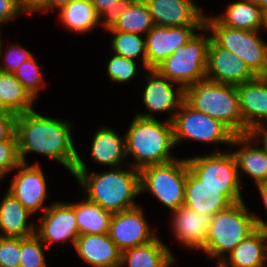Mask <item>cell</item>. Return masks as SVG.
Segmentation results:
<instances>
[{"instance_id": "cell-6", "label": "cell", "mask_w": 267, "mask_h": 267, "mask_svg": "<svg viewBox=\"0 0 267 267\" xmlns=\"http://www.w3.org/2000/svg\"><path fill=\"white\" fill-rule=\"evenodd\" d=\"M199 31L200 34L196 33L185 45L178 47L155 68L160 75L184 89L206 79L207 52L211 33L205 26Z\"/></svg>"}, {"instance_id": "cell-40", "label": "cell", "mask_w": 267, "mask_h": 267, "mask_svg": "<svg viewBox=\"0 0 267 267\" xmlns=\"http://www.w3.org/2000/svg\"><path fill=\"white\" fill-rule=\"evenodd\" d=\"M16 117L12 112L0 113V141L17 140Z\"/></svg>"}, {"instance_id": "cell-36", "label": "cell", "mask_w": 267, "mask_h": 267, "mask_svg": "<svg viewBox=\"0 0 267 267\" xmlns=\"http://www.w3.org/2000/svg\"><path fill=\"white\" fill-rule=\"evenodd\" d=\"M2 45L3 43L1 41L0 60L2 57L4 59L2 60V64L0 63V71L14 73L24 61H27L33 56L31 51L15 43L10 44L7 50L5 49L6 52L3 51L4 47ZM3 52H5L4 56L2 55Z\"/></svg>"}, {"instance_id": "cell-2", "label": "cell", "mask_w": 267, "mask_h": 267, "mask_svg": "<svg viewBox=\"0 0 267 267\" xmlns=\"http://www.w3.org/2000/svg\"><path fill=\"white\" fill-rule=\"evenodd\" d=\"M88 166L78 154L72 176L80 184L86 195L83 198L112 213L139 206L135 202L140 195V171L134 167L110 168L103 173H90Z\"/></svg>"}, {"instance_id": "cell-7", "label": "cell", "mask_w": 267, "mask_h": 267, "mask_svg": "<svg viewBox=\"0 0 267 267\" xmlns=\"http://www.w3.org/2000/svg\"><path fill=\"white\" fill-rule=\"evenodd\" d=\"M205 27L220 47L237 55L256 76H267V43L260 31L229 28L206 15Z\"/></svg>"}, {"instance_id": "cell-20", "label": "cell", "mask_w": 267, "mask_h": 267, "mask_svg": "<svg viewBox=\"0 0 267 267\" xmlns=\"http://www.w3.org/2000/svg\"><path fill=\"white\" fill-rule=\"evenodd\" d=\"M171 226L178 243L189 249L200 250L207 240L211 217L181 206L172 212Z\"/></svg>"}, {"instance_id": "cell-22", "label": "cell", "mask_w": 267, "mask_h": 267, "mask_svg": "<svg viewBox=\"0 0 267 267\" xmlns=\"http://www.w3.org/2000/svg\"><path fill=\"white\" fill-rule=\"evenodd\" d=\"M255 138L251 134L236 135L231 140L230 147L240 146L231 153L236 159L240 181L241 170L254 180L255 185L267 182V151L262 146H255ZM254 144L253 146L251 144Z\"/></svg>"}, {"instance_id": "cell-37", "label": "cell", "mask_w": 267, "mask_h": 267, "mask_svg": "<svg viewBox=\"0 0 267 267\" xmlns=\"http://www.w3.org/2000/svg\"><path fill=\"white\" fill-rule=\"evenodd\" d=\"M20 163L17 140L0 141V179L15 171Z\"/></svg>"}, {"instance_id": "cell-35", "label": "cell", "mask_w": 267, "mask_h": 267, "mask_svg": "<svg viewBox=\"0 0 267 267\" xmlns=\"http://www.w3.org/2000/svg\"><path fill=\"white\" fill-rule=\"evenodd\" d=\"M107 64V73L111 81L123 84L135 78L139 69L136 61L127 59L115 53Z\"/></svg>"}, {"instance_id": "cell-4", "label": "cell", "mask_w": 267, "mask_h": 267, "mask_svg": "<svg viewBox=\"0 0 267 267\" xmlns=\"http://www.w3.org/2000/svg\"><path fill=\"white\" fill-rule=\"evenodd\" d=\"M185 101L220 121L235 136L243 135L237 86L204 79L185 88Z\"/></svg>"}, {"instance_id": "cell-11", "label": "cell", "mask_w": 267, "mask_h": 267, "mask_svg": "<svg viewBox=\"0 0 267 267\" xmlns=\"http://www.w3.org/2000/svg\"><path fill=\"white\" fill-rule=\"evenodd\" d=\"M241 194V188L206 186L188 170L183 206L212 217L217 212L228 208L232 203L242 201Z\"/></svg>"}, {"instance_id": "cell-41", "label": "cell", "mask_w": 267, "mask_h": 267, "mask_svg": "<svg viewBox=\"0 0 267 267\" xmlns=\"http://www.w3.org/2000/svg\"><path fill=\"white\" fill-rule=\"evenodd\" d=\"M23 12L18 7L16 0H0V25L10 22Z\"/></svg>"}, {"instance_id": "cell-18", "label": "cell", "mask_w": 267, "mask_h": 267, "mask_svg": "<svg viewBox=\"0 0 267 267\" xmlns=\"http://www.w3.org/2000/svg\"><path fill=\"white\" fill-rule=\"evenodd\" d=\"M145 1L157 26H205V15L192 0Z\"/></svg>"}, {"instance_id": "cell-44", "label": "cell", "mask_w": 267, "mask_h": 267, "mask_svg": "<svg viewBox=\"0 0 267 267\" xmlns=\"http://www.w3.org/2000/svg\"><path fill=\"white\" fill-rule=\"evenodd\" d=\"M72 0H49L47 6L41 12L54 11L56 8L60 11L67 6Z\"/></svg>"}, {"instance_id": "cell-16", "label": "cell", "mask_w": 267, "mask_h": 267, "mask_svg": "<svg viewBox=\"0 0 267 267\" xmlns=\"http://www.w3.org/2000/svg\"><path fill=\"white\" fill-rule=\"evenodd\" d=\"M203 26L163 27L155 25L145 37L146 70L155 69L160 63L174 53L178 47L185 45Z\"/></svg>"}, {"instance_id": "cell-49", "label": "cell", "mask_w": 267, "mask_h": 267, "mask_svg": "<svg viewBox=\"0 0 267 267\" xmlns=\"http://www.w3.org/2000/svg\"><path fill=\"white\" fill-rule=\"evenodd\" d=\"M264 28L267 30V12L265 13Z\"/></svg>"}, {"instance_id": "cell-34", "label": "cell", "mask_w": 267, "mask_h": 267, "mask_svg": "<svg viewBox=\"0 0 267 267\" xmlns=\"http://www.w3.org/2000/svg\"><path fill=\"white\" fill-rule=\"evenodd\" d=\"M47 248L40 238L33 234L21 238V259L19 267H48L43 249Z\"/></svg>"}, {"instance_id": "cell-21", "label": "cell", "mask_w": 267, "mask_h": 267, "mask_svg": "<svg viewBox=\"0 0 267 267\" xmlns=\"http://www.w3.org/2000/svg\"><path fill=\"white\" fill-rule=\"evenodd\" d=\"M79 257L93 267H119L122 251L108 233L81 234L74 246Z\"/></svg>"}, {"instance_id": "cell-12", "label": "cell", "mask_w": 267, "mask_h": 267, "mask_svg": "<svg viewBox=\"0 0 267 267\" xmlns=\"http://www.w3.org/2000/svg\"><path fill=\"white\" fill-rule=\"evenodd\" d=\"M145 75L147 84L142 92V100L147 113H137V116L143 118H155L154 113L171 112L167 118L173 121L176 111L185 100V89L177 83L170 81L167 77L160 75L155 69H148ZM176 85L173 88V86Z\"/></svg>"}, {"instance_id": "cell-14", "label": "cell", "mask_w": 267, "mask_h": 267, "mask_svg": "<svg viewBox=\"0 0 267 267\" xmlns=\"http://www.w3.org/2000/svg\"><path fill=\"white\" fill-rule=\"evenodd\" d=\"M108 234L121 251L146 244L157 237L147 223L141 205L113 213Z\"/></svg>"}, {"instance_id": "cell-27", "label": "cell", "mask_w": 267, "mask_h": 267, "mask_svg": "<svg viewBox=\"0 0 267 267\" xmlns=\"http://www.w3.org/2000/svg\"><path fill=\"white\" fill-rule=\"evenodd\" d=\"M173 253L158 236L150 242L122 251L119 267H170L175 261Z\"/></svg>"}, {"instance_id": "cell-25", "label": "cell", "mask_w": 267, "mask_h": 267, "mask_svg": "<svg viewBox=\"0 0 267 267\" xmlns=\"http://www.w3.org/2000/svg\"><path fill=\"white\" fill-rule=\"evenodd\" d=\"M114 31L146 35L155 24L145 0H129L109 19Z\"/></svg>"}, {"instance_id": "cell-9", "label": "cell", "mask_w": 267, "mask_h": 267, "mask_svg": "<svg viewBox=\"0 0 267 267\" xmlns=\"http://www.w3.org/2000/svg\"><path fill=\"white\" fill-rule=\"evenodd\" d=\"M172 123L175 146L187 139L212 144H231L235 136L220 121L194 109L185 100L176 111Z\"/></svg>"}, {"instance_id": "cell-24", "label": "cell", "mask_w": 267, "mask_h": 267, "mask_svg": "<svg viewBox=\"0 0 267 267\" xmlns=\"http://www.w3.org/2000/svg\"><path fill=\"white\" fill-rule=\"evenodd\" d=\"M32 214L9 192L0 202V237L24 238L35 234L36 226L29 223Z\"/></svg>"}, {"instance_id": "cell-13", "label": "cell", "mask_w": 267, "mask_h": 267, "mask_svg": "<svg viewBox=\"0 0 267 267\" xmlns=\"http://www.w3.org/2000/svg\"><path fill=\"white\" fill-rule=\"evenodd\" d=\"M35 234L48 248L49 243L71 242L75 246L79 237L75 209L69 202L52 203L41 216Z\"/></svg>"}, {"instance_id": "cell-8", "label": "cell", "mask_w": 267, "mask_h": 267, "mask_svg": "<svg viewBox=\"0 0 267 267\" xmlns=\"http://www.w3.org/2000/svg\"><path fill=\"white\" fill-rule=\"evenodd\" d=\"M186 158L140 170V194L151 193L171 211L183 206L188 172Z\"/></svg>"}, {"instance_id": "cell-29", "label": "cell", "mask_w": 267, "mask_h": 267, "mask_svg": "<svg viewBox=\"0 0 267 267\" xmlns=\"http://www.w3.org/2000/svg\"><path fill=\"white\" fill-rule=\"evenodd\" d=\"M59 17L66 28L74 33L84 34L105 22L97 14L90 0H72L59 11Z\"/></svg>"}, {"instance_id": "cell-31", "label": "cell", "mask_w": 267, "mask_h": 267, "mask_svg": "<svg viewBox=\"0 0 267 267\" xmlns=\"http://www.w3.org/2000/svg\"><path fill=\"white\" fill-rule=\"evenodd\" d=\"M0 99H3L5 106L16 115L33 110L35 105V99L14 73L3 71H0Z\"/></svg>"}, {"instance_id": "cell-1", "label": "cell", "mask_w": 267, "mask_h": 267, "mask_svg": "<svg viewBox=\"0 0 267 267\" xmlns=\"http://www.w3.org/2000/svg\"><path fill=\"white\" fill-rule=\"evenodd\" d=\"M71 122L50 118L34 109L16 117L19 157L27 162V154L36 152L55 159L71 174L76 166L78 151L72 138Z\"/></svg>"}, {"instance_id": "cell-3", "label": "cell", "mask_w": 267, "mask_h": 267, "mask_svg": "<svg viewBox=\"0 0 267 267\" xmlns=\"http://www.w3.org/2000/svg\"><path fill=\"white\" fill-rule=\"evenodd\" d=\"M125 135L126 156L134 159L130 167L141 170L150 165L169 163L175 147L173 123L135 115Z\"/></svg>"}, {"instance_id": "cell-26", "label": "cell", "mask_w": 267, "mask_h": 267, "mask_svg": "<svg viewBox=\"0 0 267 267\" xmlns=\"http://www.w3.org/2000/svg\"><path fill=\"white\" fill-rule=\"evenodd\" d=\"M91 144L90 156L96 163L118 168L127 158L125 135L120 136L109 127H100L94 134Z\"/></svg>"}, {"instance_id": "cell-50", "label": "cell", "mask_w": 267, "mask_h": 267, "mask_svg": "<svg viewBox=\"0 0 267 267\" xmlns=\"http://www.w3.org/2000/svg\"><path fill=\"white\" fill-rule=\"evenodd\" d=\"M1 27H2V26L0 25V44H1V41H2V38H1V37H2V36H1Z\"/></svg>"}, {"instance_id": "cell-28", "label": "cell", "mask_w": 267, "mask_h": 267, "mask_svg": "<svg viewBox=\"0 0 267 267\" xmlns=\"http://www.w3.org/2000/svg\"><path fill=\"white\" fill-rule=\"evenodd\" d=\"M214 17L229 28L261 31L265 12L253 0H238L227 5L223 14Z\"/></svg>"}, {"instance_id": "cell-42", "label": "cell", "mask_w": 267, "mask_h": 267, "mask_svg": "<svg viewBox=\"0 0 267 267\" xmlns=\"http://www.w3.org/2000/svg\"><path fill=\"white\" fill-rule=\"evenodd\" d=\"M20 10L26 14L41 12L48 4L49 0H16Z\"/></svg>"}, {"instance_id": "cell-48", "label": "cell", "mask_w": 267, "mask_h": 267, "mask_svg": "<svg viewBox=\"0 0 267 267\" xmlns=\"http://www.w3.org/2000/svg\"><path fill=\"white\" fill-rule=\"evenodd\" d=\"M11 112L3 103V99H0V113Z\"/></svg>"}, {"instance_id": "cell-38", "label": "cell", "mask_w": 267, "mask_h": 267, "mask_svg": "<svg viewBox=\"0 0 267 267\" xmlns=\"http://www.w3.org/2000/svg\"><path fill=\"white\" fill-rule=\"evenodd\" d=\"M21 238L0 237V267H19Z\"/></svg>"}, {"instance_id": "cell-23", "label": "cell", "mask_w": 267, "mask_h": 267, "mask_svg": "<svg viewBox=\"0 0 267 267\" xmlns=\"http://www.w3.org/2000/svg\"><path fill=\"white\" fill-rule=\"evenodd\" d=\"M267 231L257 228L216 267H266Z\"/></svg>"}, {"instance_id": "cell-43", "label": "cell", "mask_w": 267, "mask_h": 267, "mask_svg": "<svg viewBox=\"0 0 267 267\" xmlns=\"http://www.w3.org/2000/svg\"><path fill=\"white\" fill-rule=\"evenodd\" d=\"M256 188L258 189V192L261 195L263 205L267 211V182L257 185ZM253 214L255 217L257 227L267 231V222L260 219V217H257L255 213Z\"/></svg>"}, {"instance_id": "cell-5", "label": "cell", "mask_w": 267, "mask_h": 267, "mask_svg": "<svg viewBox=\"0 0 267 267\" xmlns=\"http://www.w3.org/2000/svg\"><path fill=\"white\" fill-rule=\"evenodd\" d=\"M249 211L242 200L211 217L207 240L201 250L208 257H217V265L258 228L253 212Z\"/></svg>"}, {"instance_id": "cell-39", "label": "cell", "mask_w": 267, "mask_h": 267, "mask_svg": "<svg viewBox=\"0 0 267 267\" xmlns=\"http://www.w3.org/2000/svg\"><path fill=\"white\" fill-rule=\"evenodd\" d=\"M97 14L107 23L109 19L129 0H90Z\"/></svg>"}, {"instance_id": "cell-17", "label": "cell", "mask_w": 267, "mask_h": 267, "mask_svg": "<svg viewBox=\"0 0 267 267\" xmlns=\"http://www.w3.org/2000/svg\"><path fill=\"white\" fill-rule=\"evenodd\" d=\"M256 75L237 55L220 47L212 38L207 52L206 79L238 86Z\"/></svg>"}, {"instance_id": "cell-45", "label": "cell", "mask_w": 267, "mask_h": 267, "mask_svg": "<svg viewBox=\"0 0 267 267\" xmlns=\"http://www.w3.org/2000/svg\"><path fill=\"white\" fill-rule=\"evenodd\" d=\"M250 134L255 138L256 142H258L261 139L260 140L262 142L261 144L267 151V130H253Z\"/></svg>"}, {"instance_id": "cell-46", "label": "cell", "mask_w": 267, "mask_h": 267, "mask_svg": "<svg viewBox=\"0 0 267 267\" xmlns=\"http://www.w3.org/2000/svg\"><path fill=\"white\" fill-rule=\"evenodd\" d=\"M265 13L267 12V0H253Z\"/></svg>"}, {"instance_id": "cell-15", "label": "cell", "mask_w": 267, "mask_h": 267, "mask_svg": "<svg viewBox=\"0 0 267 267\" xmlns=\"http://www.w3.org/2000/svg\"><path fill=\"white\" fill-rule=\"evenodd\" d=\"M17 169L19 171L12 179L7 192L20 201L31 214H35L40 209L45 211L48 207L43 205L48 191L41 165L35 162L30 165L21 162Z\"/></svg>"}, {"instance_id": "cell-47", "label": "cell", "mask_w": 267, "mask_h": 267, "mask_svg": "<svg viewBox=\"0 0 267 267\" xmlns=\"http://www.w3.org/2000/svg\"><path fill=\"white\" fill-rule=\"evenodd\" d=\"M265 120L267 121V116L254 130H267V122Z\"/></svg>"}, {"instance_id": "cell-19", "label": "cell", "mask_w": 267, "mask_h": 267, "mask_svg": "<svg viewBox=\"0 0 267 267\" xmlns=\"http://www.w3.org/2000/svg\"><path fill=\"white\" fill-rule=\"evenodd\" d=\"M243 135L250 134L267 116V77L256 76L237 86Z\"/></svg>"}, {"instance_id": "cell-10", "label": "cell", "mask_w": 267, "mask_h": 267, "mask_svg": "<svg viewBox=\"0 0 267 267\" xmlns=\"http://www.w3.org/2000/svg\"><path fill=\"white\" fill-rule=\"evenodd\" d=\"M189 170L202 184L219 188H242L237 162L231 151L216 149L207 156L186 158Z\"/></svg>"}, {"instance_id": "cell-33", "label": "cell", "mask_w": 267, "mask_h": 267, "mask_svg": "<svg viewBox=\"0 0 267 267\" xmlns=\"http://www.w3.org/2000/svg\"><path fill=\"white\" fill-rule=\"evenodd\" d=\"M41 66L37 63L34 55L24 61L14 72V76L22 83L28 93L37 99L39 90L45 88V81L42 76Z\"/></svg>"}, {"instance_id": "cell-32", "label": "cell", "mask_w": 267, "mask_h": 267, "mask_svg": "<svg viewBox=\"0 0 267 267\" xmlns=\"http://www.w3.org/2000/svg\"><path fill=\"white\" fill-rule=\"evenodd\" d=\"M104 28L113 34L110 46L115 54L134 61L142 55V65L146 69L145 37L135 33L114 31L107 23Z\"/></svg>"}, {"instance_id": "cell-30", "label": "cell", "mask_w": 267, "mask_h": 267, "mask_svg": "<svg viewBox=\"0 0 267 267\" xmlns=\"http://www.w3.org/2000/svg\"><path fill=\"white\" fill-rule=\"evenodd\" d=\"M71 206L75 209L79 235L109 232L112 212L101 208L86 198L78 203L71 202Z\"/></svg>"}]
</instances>
